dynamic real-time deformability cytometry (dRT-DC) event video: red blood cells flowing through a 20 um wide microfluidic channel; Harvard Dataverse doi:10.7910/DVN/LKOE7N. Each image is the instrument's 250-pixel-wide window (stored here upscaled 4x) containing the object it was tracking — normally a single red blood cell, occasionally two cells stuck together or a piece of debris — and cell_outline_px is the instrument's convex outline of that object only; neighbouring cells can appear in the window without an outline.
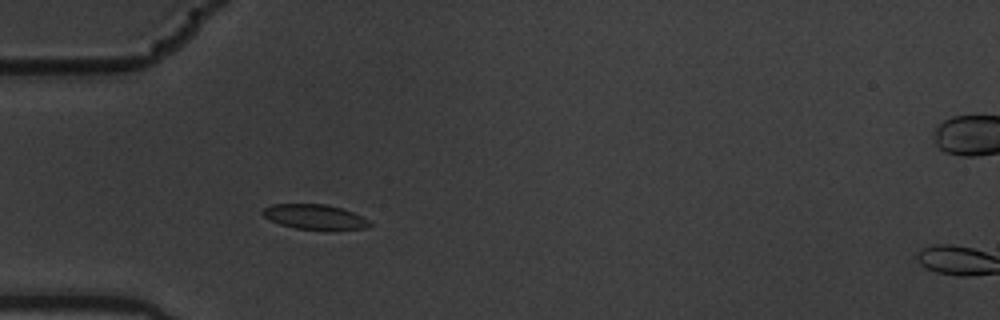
{"species": "common noctule bat (a hibernating species)", "species_latin": "Nyctalus noctula", "temperature_condition": "warm", "stored_images_in_passage": 4, "camera_frame_rate_fps": 3000, "um_per_image_px": 0.085, "animal": {"sex": "male", "body_mass_g": 19.5, "forearm_length_mm": 54.6}, "frame": {"image": 1, "passage_image": 3, "time_ms": 0.667, "image_size_px": [1000, 320], "cell_outline_px": [[372, 224], [364, 228], [332, 232], [328, 232], [296, 228], [280, 224], [264, 216], [260, 212], [264, 208], [272, 204], [324, 204], [340, 208], [352, 212], [368, 220]], "centroid_in_image_um": [26.77, 18.47], "position_along_channel_um": 58.2, "area_um2": 15.84}}